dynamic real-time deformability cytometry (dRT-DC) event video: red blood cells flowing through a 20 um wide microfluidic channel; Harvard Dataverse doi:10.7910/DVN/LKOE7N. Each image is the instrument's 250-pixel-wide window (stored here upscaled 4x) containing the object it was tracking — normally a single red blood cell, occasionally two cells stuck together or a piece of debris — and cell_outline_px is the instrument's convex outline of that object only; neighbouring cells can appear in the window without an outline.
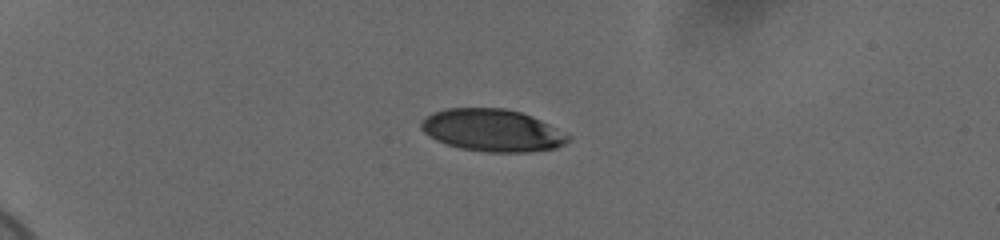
{"species": "human", "species_latin": "Homo sapiens", "temperature_condition": "cold", "stored_images_in_passage": 31, "camera_frame_rate_fps": 3000, "um_per_image_px": 0.085, "donor": {"sex": "female"}, "frame": {"image": 1, "passage_image": 1, "time_ms": 0.0, "image_size_px": [1000, 240], "cell_outline_px": [[572, 136], [564, 144], [556, 148], [528, 152], [488, 152], [464, 148], [448, 144], [436, 140], [424, 132], [420, 128], [420, 120], [432, 112], [444, 108], [504, 108], [520, 112], [532, 116]], "centroid_in_image_um": [41.83, 11.06], "position_along_channel_um": 43.2, "area_um2": 36.13}}
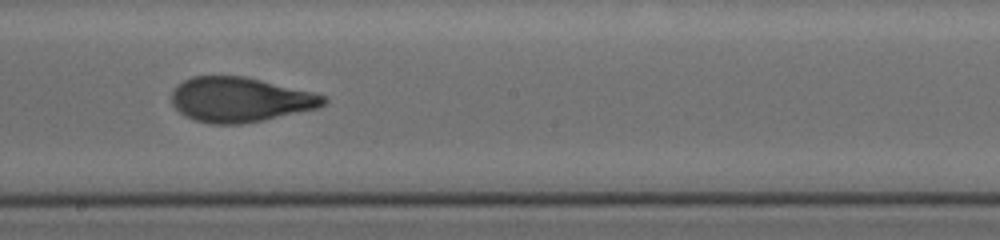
{"frame": {"image": 2, "passage_image": 18, "time_ms": 5.667, "image_size_px": [1000, 240], "cell_outline_px": [[328, 100], [324, 104], [316, 108], [260, 120], [240, 124], [212, 124], [196, 120], [184, 116], [172, 104], [172, 92], [184, 80], [192, 76], [244, 76], [312, 92], [324, 96]], "centroid_in_image_um": [20.37, 8.46], "position_along_channel_um": 227.8, "area_um2": 39.02}}
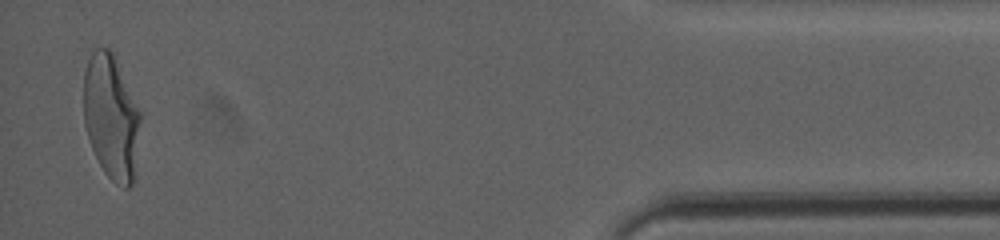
{"frame": {"image": 3, "passage_image": 31, "time_ms": 10.0, "image_size_px": [1000, 240], "cell_outline_px": [[140, 120], [132, 184], [128, 188], [124, 188], [116, 184], [104, 172], [92, 148], [84, 124], [84, 72], [88, 60], [92, 52], [96, 48], [108, 48], [112, 52], [140, 112]], "centroid_in_image_um": [9.42, 9.94], "position_along_channel_um": 425.8, "area_um2": 40.34}, "authors_computed_cell_mechanics": {"area_um2": 39.6508, "velocity_mm_per_s": 3.7762, "shape_relaxation_time_tau1_ms": 3.9102, "shape_relaxation_time_tau2_ms": 1.0303, "deformation_change_tau1": 0.1966, "deformation_change_tau2": 0.0742}}